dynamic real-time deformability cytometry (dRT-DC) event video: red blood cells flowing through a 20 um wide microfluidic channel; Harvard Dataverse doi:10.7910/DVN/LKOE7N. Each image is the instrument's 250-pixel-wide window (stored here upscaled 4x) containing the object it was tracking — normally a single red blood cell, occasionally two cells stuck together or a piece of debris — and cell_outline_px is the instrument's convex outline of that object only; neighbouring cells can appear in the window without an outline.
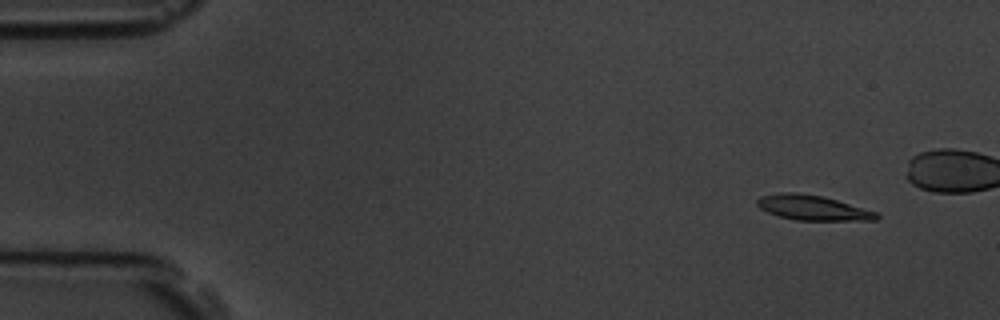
{"species": "common noctule bat (a hibernating species)", "species_latin": "Nyctalus noctula", "temperature_condition": "room temperature", "stored_images_in_passage": 5, "camera_frame_rate_fps": 3000, "um_per_image_px": 0.085, "animal": {"sex": "male", "body_mass_g": 19.5, "forearm_length_mm": 54.6}, "frame": {"image": 1, "passage_image": 1, "time_ms": 0.0, "image_size_px": [1000, 320], "cell_outline_px": [[880, 216], [876, 220], [796, 220], [780, 216], [768, 212], [760, 208], [756, 204], [756, 200], [760, 196], [780, 192], [792, 192], [824, 196], [876, 212]], "centroid_in_image_um": [69.05, 17.65], "position_along_channel_um": 16.0, "area_um2": 17.22}}